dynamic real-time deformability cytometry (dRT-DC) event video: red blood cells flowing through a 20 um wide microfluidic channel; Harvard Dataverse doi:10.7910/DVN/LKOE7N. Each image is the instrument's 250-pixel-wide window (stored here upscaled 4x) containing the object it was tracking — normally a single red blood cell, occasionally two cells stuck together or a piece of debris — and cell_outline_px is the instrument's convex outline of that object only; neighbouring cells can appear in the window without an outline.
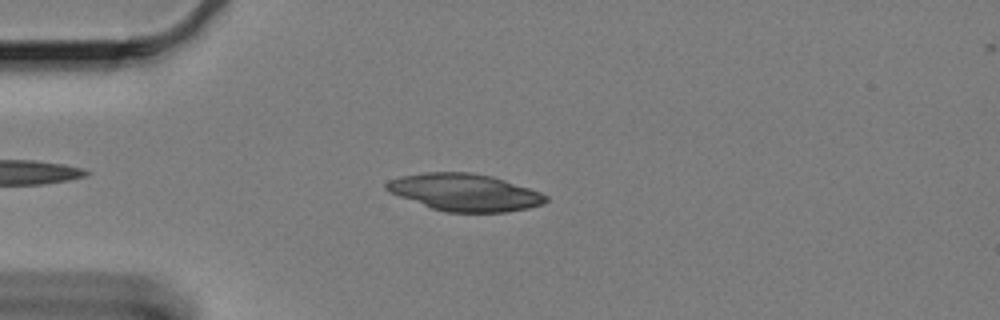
{"species": "Egyptian fruit bat (a non-hibernating species)", "species_latin": "Rousettus aegyptiacus", "temperature_condition": "cold", "stored_images_in_passage": 56, "camera_frame_rate_fps": 3000, "um_per_image_px": 0.085, "animal": {"sex": "female"}, "frame": {"image": 1, "passage_image": 11, "time_ms": 3.333, "image_size_px": [1000, 320], "cell_outline_px": [[548, 200], [544, 204], [528, 208], [504, 212], [448, 212], [432, 208], [388, 192], [384, 188], [384, 184], [388, 180], [400, 176], [424, 172], [472, 172], [492, 176], [540, 192], [548, 196]], "centroid_in_image_um": [39.47, 16.34], "position_along_channel_um": 45.5, "area_um2": 34.51}}
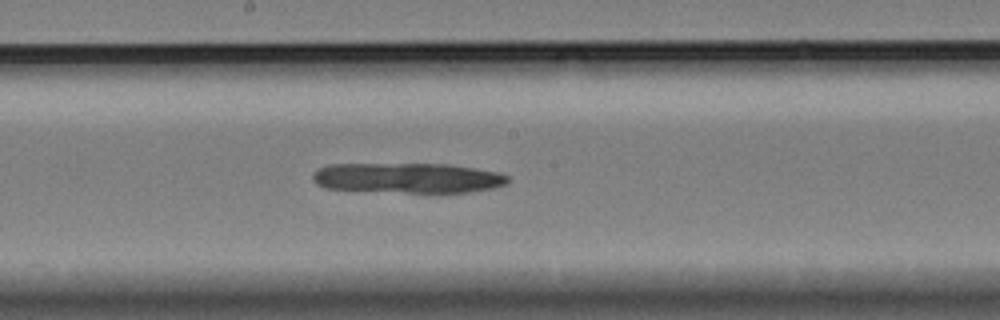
{"frame": {"image": 2, "passage_image": 28, "time_ms": 9.0, "image_size_px": [1000, 320], "cell_outline_px": [[508, 184], [492, 188], [472, 192], [428, 196], [324, 188], [316, 184], [312, 176], [316, 168], [328, 164], [448, 164], [496, 172], [508, 176]], "centroid_in_image_um": [34.65, 15.18], "position_along_channel_um": 213.6, "area_um2": 35.95}}
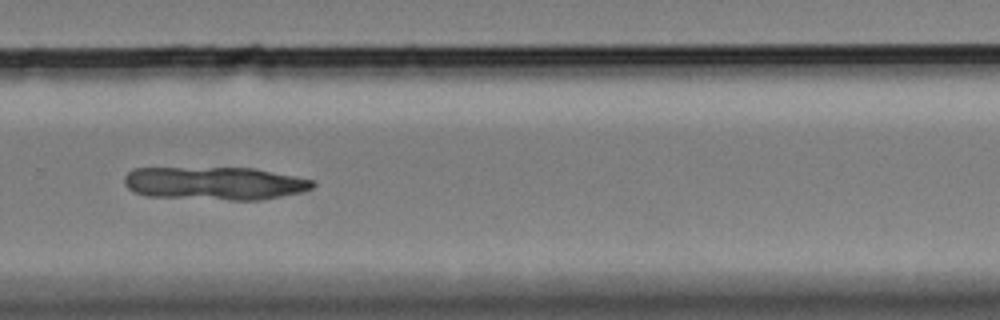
{"frame": {"image": 3, "passage_image": 37, "time_ms": 12.0, "image_size_px": [1000, 320], "cell_outline_px": [[316, 184], [312, 188], [300, 192], [264, 200], [228, 200], [148, 196], [132, 192], [124, 184], [124, 176], [128, 172], [136, 168], [256, 168], [316, 180]], "centroid_in_image_um": [18.28, 15.58], "position_along_channel_um": 311.5, "area_um2": 36.65}}